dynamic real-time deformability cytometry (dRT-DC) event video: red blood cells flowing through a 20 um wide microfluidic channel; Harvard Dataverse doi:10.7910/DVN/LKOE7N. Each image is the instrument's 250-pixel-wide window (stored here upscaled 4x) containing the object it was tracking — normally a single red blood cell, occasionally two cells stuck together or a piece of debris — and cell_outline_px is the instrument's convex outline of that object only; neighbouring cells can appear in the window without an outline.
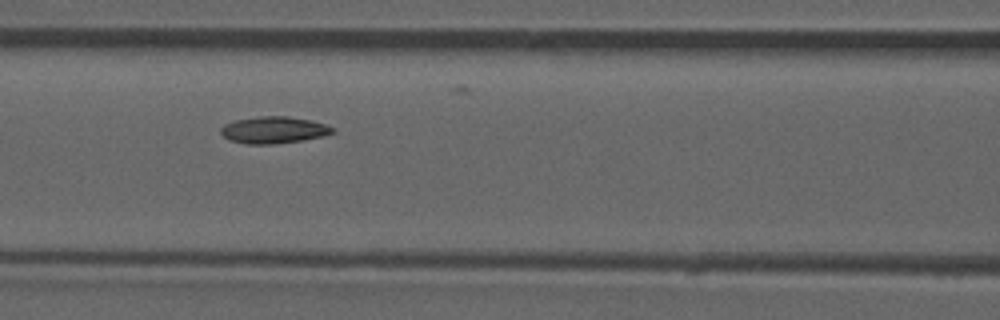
{"species": "common noctule bat (a hibernating species)", "species_latin": "Nyctalus noctula", "temperature_condition": "room temperature", "stored_images_in_passage": 27, "camera_frame_rate_fps": 3000, "um_per_image_px": 0.085, "animal": {"sex": "male", "forearm_length_mm": 52.5}, "frame": {"image": 1, "passage_image": 8, "time_ms": 2.333, "image_size_px": [1000, 320], "cell_outline_px": [[336, 132], [324, 136], [300, 140], [272, 144], [248, 144], [228, 140], [220, 132], [220, 128], [224, 124], [236, 120], [260, 116], [288, 116], [312, 120], [336, 128]], "centroid_in_image_um": [23.28, 11.04], "position_along_channel_um": 143.3, "area_um2": 17.51}}